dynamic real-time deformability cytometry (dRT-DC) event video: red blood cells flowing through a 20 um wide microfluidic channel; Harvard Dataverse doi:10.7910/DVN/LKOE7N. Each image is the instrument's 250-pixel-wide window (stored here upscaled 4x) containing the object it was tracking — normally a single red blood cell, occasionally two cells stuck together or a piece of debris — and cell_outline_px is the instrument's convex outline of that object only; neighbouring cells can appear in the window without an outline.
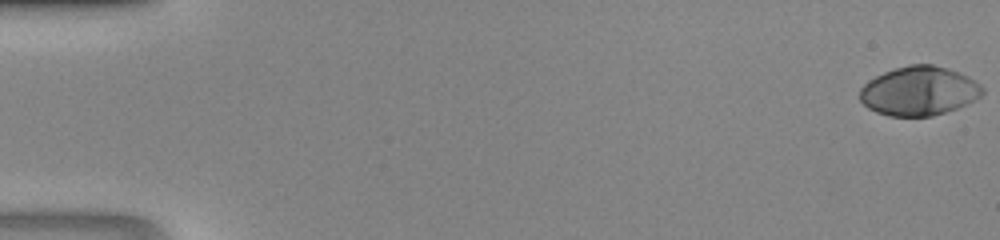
{"species": "human", "species_latin": "Homo sapiens", "temperature_condition": "room temperature", "stored_images_in_passage": 47, "camera_frame_rate_fps": 3000, "um_per_image_px": 0.085, "donor": {"sex": "male"}, "frame": {"image": 1, "passage_image": 1, "time_ms": 0.0, "image_size_px": [1000, 240], "cell_outline_px": [[984, 92], [980, 96], [956, 108], [932, 116], [888, 116], [876, 112], [868, 108], [860, 100], [860, 88], [868, 80], [884, 72], [908, 64], [932, 64], [948, 68], [968, 76], [980, 84], [984, 88]], "centroid_in_image_um": [78.1, 7.72], "position_along_channel_um": 6.9, "area_um2": 34.97}}
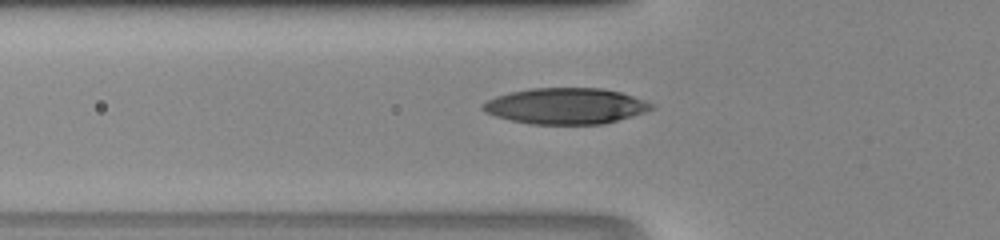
{"frame": {"image": 2, "passage_image": 18, "time_ms": 5.667, "image_size_px": [1000, 240], "cell_outline_px": [[656, 108], [632, 116], [604, 124], [528, 124], [496, 116], [484, 112], [480, 108], [488, 100], [496, 96], [528, 88], [600, 88], [620, 92], [656, 104]], "centroid_in_image_um": [48.11, 9.01], "position_along_channel_um": 77.7, "area_um2": 35.37}}
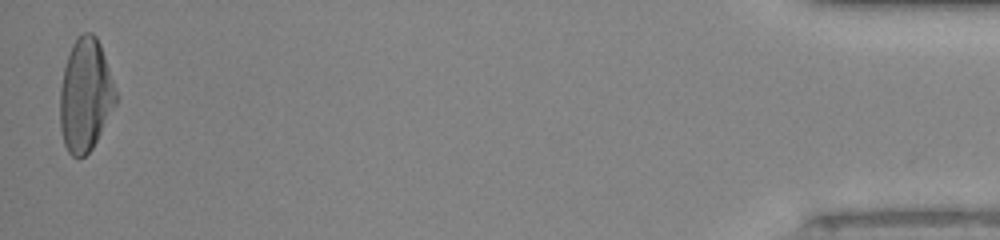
{"frame": {"image": 3, "passage_image": 47, "time_ms": 15.333, "image_size_px": [1000, 240], "cell_outline_px": [[116, 104], [92, 148], [84, 156], [72, 156], [68, 152], [64, 144], [60, 128], [60, 88], [64, 68], [72, 44], [76, 36], [84, 32], [92, 32], [96, 36], [100, 44], [116, 92]], "centroid_in_image_um": [7.24, 8.08], "position_along_channel_um": 428.0, "area_um2": 36.36}}